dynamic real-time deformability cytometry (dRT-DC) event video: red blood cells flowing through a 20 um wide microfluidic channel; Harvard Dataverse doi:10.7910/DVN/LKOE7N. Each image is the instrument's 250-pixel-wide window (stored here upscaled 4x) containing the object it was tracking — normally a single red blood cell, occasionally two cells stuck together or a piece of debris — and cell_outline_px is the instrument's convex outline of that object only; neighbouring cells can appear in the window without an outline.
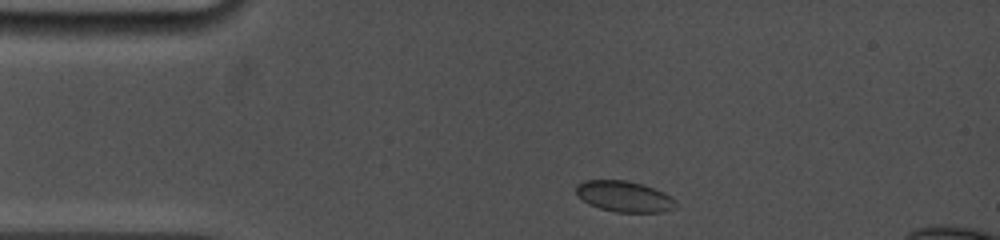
{"species": "common noctule bat (a hibernating species)", "species_latin": "Nyctalus noctula", "temperature_condition": "cold", "stored_images_in_passage": 17, "camera_frame_rate_fps": 5000, "um_per_image_px": 0.085, "animal": {"sex": "female", "body_mass_g": 19.0, "forearm_length_mm": 53.3}, "frame": {"image": 1, "passage_image": 2, "time_ms": 0.4, "image_size_px": [1000, 240], "cell_outline_px": [[676, 208], [664, 212], [616, 212], [600, 208], [588, 204], [576, 192], [576, 184], [584, 180], [628, 180], [644, 184], [664, 192], [672, 196], [676, 200]], "centroid_in_image_um": [53.1, 16.69], "position_along_channel_um": 31.9, "area_um2": 18.15}}
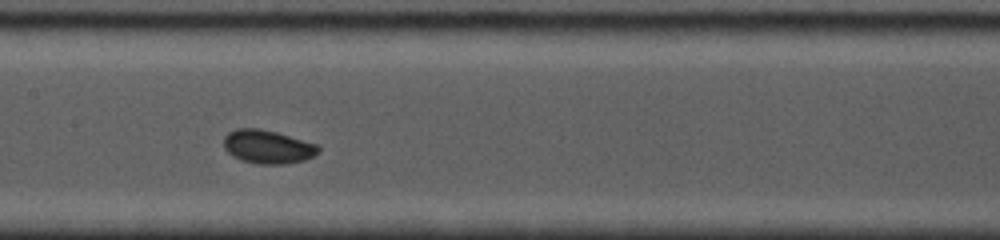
{"frame": {"image": 2, "passage_image": 10, "time_ms": 5.4, "image_size_px": [1000, 240], "cell_outline_px": [[320, 152], [304, 160], [284, 164], [256, 164], [240, 160], [232, 156], [224, 148], [224, 136], [228, 132], [236, 128], [260, 128], [276, 132], [320, 144]], "centroid_in_image_um": [22.76, 12.47], "position_along_channel_um": 184.6, "area_um2": 18.79}}
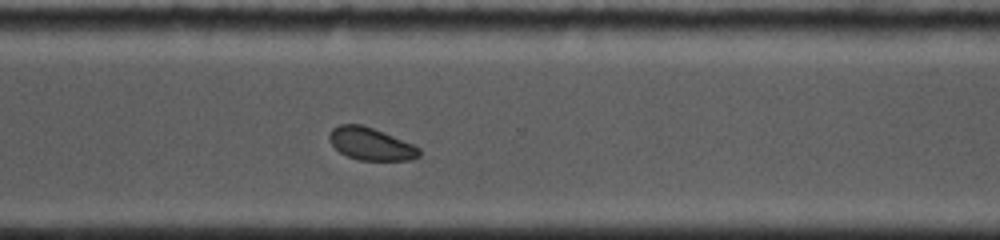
{"frame": {"image": 3, "passage_image": 17, "time_ms": 9.4, "image_size_px": [1000, 240], "cell_outline_px": [[420, 156], [412, 160], [360, 160], [348, 156], [340, 152], [332, 144], [328, 136], [332, 128], [340, 124], [360, 124], [372, 128], [412, 144], [420, 148]], "centroid_in_image_um": [31.52, 12.24], "position_along_channel_um": 339.1, "area_um2": 16.76}}